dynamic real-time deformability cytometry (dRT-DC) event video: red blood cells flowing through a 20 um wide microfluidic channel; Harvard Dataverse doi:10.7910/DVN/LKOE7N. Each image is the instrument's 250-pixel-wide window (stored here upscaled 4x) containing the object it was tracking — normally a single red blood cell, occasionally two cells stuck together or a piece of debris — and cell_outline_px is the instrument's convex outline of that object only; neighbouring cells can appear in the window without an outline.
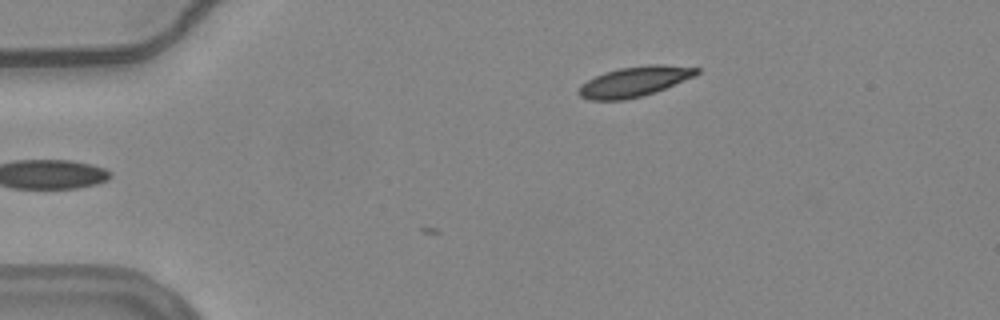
{"species": "common noctule bat (a hibernating species)", "species_latin": "Nyctalus noctula", "temperature_condition": "warm", "stored_images_in_passage": 4, "camera_frame_rate_fps": 3000, "um_per_image_px": 0.085, "animal": {"sex": "female", "body_mass_g": 24.6, "forearm_length_mm": 56.2}, "frame": {"image": 1, "passage_image": 4, "time_ms": 1.0, "image_size_px": [1000, 320], "cell_outline_px": [[700, 72], [696, 76], [664, 88], [640, 96], [624, 100], [588, 100], [580, 96], [576, 92], [580, 84], [604, 72], [620, 68], [648, 64], [664, 64], [700, 68]], "centroid_in_image_um": [53.91, 6.92], "position_along_channel_um": 31.1, "area_um2": 20.69}}